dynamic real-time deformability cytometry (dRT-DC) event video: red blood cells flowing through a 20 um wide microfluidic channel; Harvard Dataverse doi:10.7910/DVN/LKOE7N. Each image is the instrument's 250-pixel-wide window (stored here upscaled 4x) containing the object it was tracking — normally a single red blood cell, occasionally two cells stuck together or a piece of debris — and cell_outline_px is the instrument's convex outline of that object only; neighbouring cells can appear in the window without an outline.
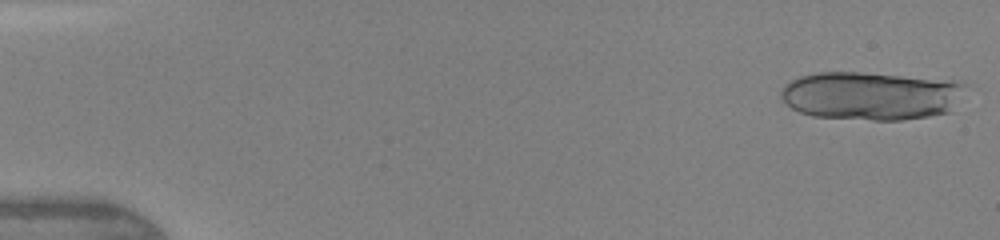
{"species": "human", "species_latin": "Homo sapiens", "temperature_condition": "warm", "stored_images_in_passage": 15, "camera_frame_rate_fps": 3000, "um_per_image_px": 0.085, "donor": {"sex": "female"}, "frame": {"image": 1, "passage_image": 1, "time_ms": 0.0, "image_size_px": [1000, 240], "cell_outline_px": [[968, 84], [952, 112], [928, 116], [900, 120], [872, 120], [812, 116], [800, 112], [792, 108], [780, 96], [780, 88], [784, 84], [800, 76], [816, 72], [860, 72], [952, 80]], "centroid_in_image_um": [74.04, 8.13], "position_along_channel_um": 11.0, "area_um2": 52.31}}